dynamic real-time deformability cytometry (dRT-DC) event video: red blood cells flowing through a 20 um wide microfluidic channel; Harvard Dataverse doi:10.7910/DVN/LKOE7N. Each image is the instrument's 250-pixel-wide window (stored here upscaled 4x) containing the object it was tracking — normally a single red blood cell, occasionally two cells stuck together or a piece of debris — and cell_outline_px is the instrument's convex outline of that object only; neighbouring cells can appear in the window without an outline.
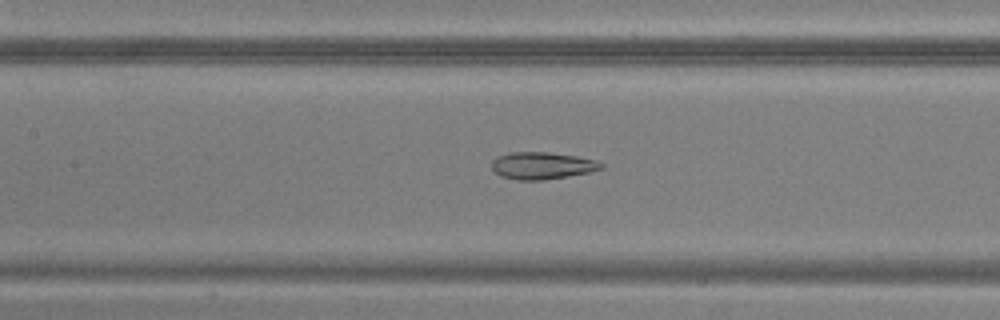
{"species": "common noctule bat (a hibernating species)", "species_latin": "Nyctalus noctula", "temperature_condition": "warm", "stored_images_in_passage": 26, "camera_frame_rate_fps": 3000, "um_per_image_px": 0.085, "animal": {"sex": "male", "body_mass_g": 20.5, "forearm_length_mm": 52.5}, "frame": {"image": 1, "passage_image": 10, "time_ms": 3.0, "image_size_px": [1000, 320], "cell_outline_px": [[604, 168], [588, 172], [568, 176], [544, 180], [520, 180], [500, 176], [492, 168], [492, 160], [500, 156], [512, 152], [548, 152], [576, 156], [596, 160], [604, 164]], "centroid_in_image_um": [46.1, 14.08], "position_along_channel_um": 161.3, "area_um2": 17.17}}
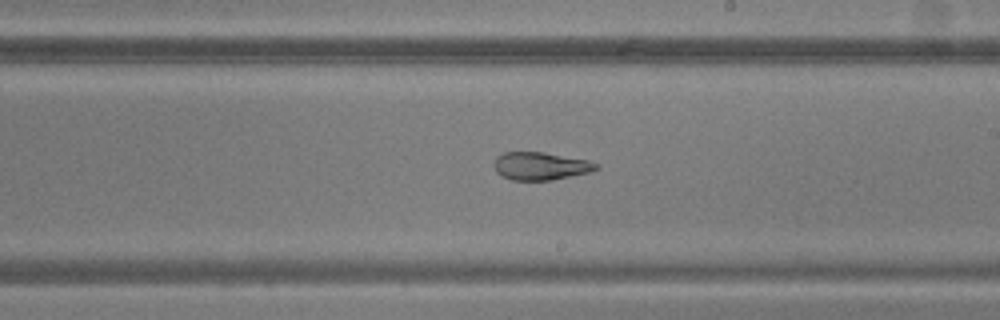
{"frame": {"image": 2, "passage_image": 16, "time_ms": 5.0, "image_size_px": [1000, 320], "cell_outline_px": [[600, 168], [588, 172], [552, 180], [512, 180], [500, 176], [496, 172], [492, 164], [496, 156], [504, 152], [544, 152], [588, 160], [600, 164]], "centroid_in_image_um": [45.91, 14.11], "position_along_channel_um": 243.1, "area_um2": 16.76}}
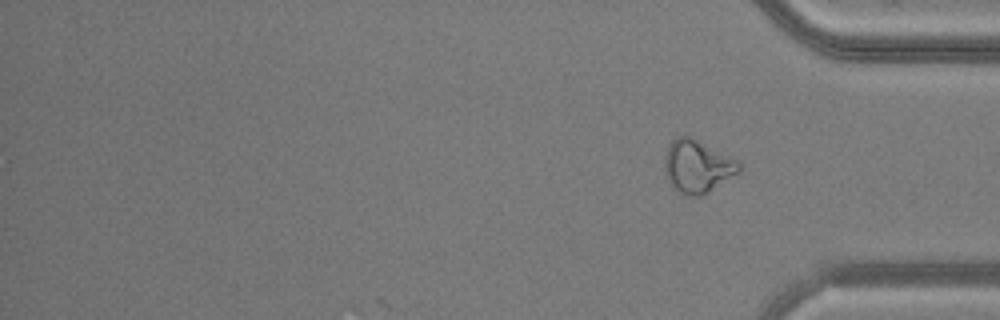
{"frame": {"image": 3, "passage_image": 26, "time_ms": 8.333, "image_size_px": [1000, 320], "cell_outline_px": [[740, 172], [704, 196], [688, 196], [680, 192], [668, 180], [664, 164], [664, 156], [668, 144], [672, 140], [680, 136], [688, 136], [736, 160], [740, 164]], "centroid_in_image_um": [59.27, 14.17], "position_along_channel_um": 375.9, "area_um2": 22.54}}